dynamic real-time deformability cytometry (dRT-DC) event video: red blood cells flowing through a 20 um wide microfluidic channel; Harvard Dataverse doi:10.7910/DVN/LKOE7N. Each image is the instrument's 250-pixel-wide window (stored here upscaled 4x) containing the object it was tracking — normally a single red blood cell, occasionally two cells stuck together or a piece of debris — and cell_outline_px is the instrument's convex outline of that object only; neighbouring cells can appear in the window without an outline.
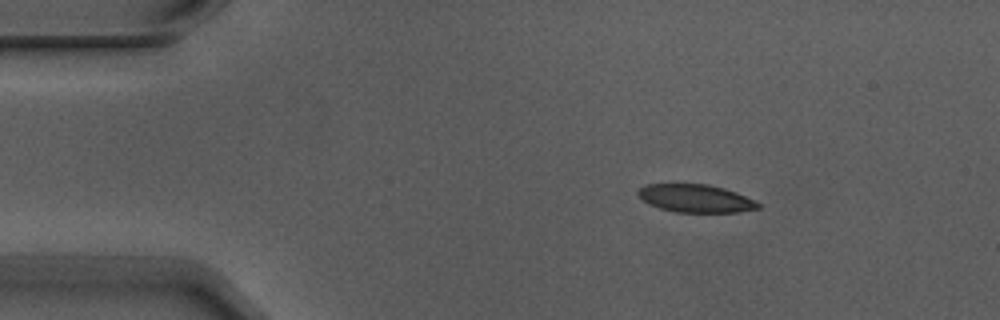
{"species": "Egyptian fruit bat (a non-hibernating species)", "species_latin": "Rousettus aegyptiacus", "temperature_condition": "warm", "stored_images_in_passage": 3, "camera_frame_rate_fps": 3000, "um_per_image_px": 0.085, "animal": {"sex": "male"}, "frame": {"image": 1, "passage_image": 1, "time_ms": 0.0, "image_size_px": [1000, 320], "cell_outline_px": [[760, 208], [740, 212], [676, 212], [660, 208], [648, 204], [636, 192], [644, 184], [708, 184], [724, 188], [736, 192], [760, 204]], "centroid_in_image_um": [59.11, 16.86], "position_along_channel_um": 25.9, "area_um2": 19.42}}